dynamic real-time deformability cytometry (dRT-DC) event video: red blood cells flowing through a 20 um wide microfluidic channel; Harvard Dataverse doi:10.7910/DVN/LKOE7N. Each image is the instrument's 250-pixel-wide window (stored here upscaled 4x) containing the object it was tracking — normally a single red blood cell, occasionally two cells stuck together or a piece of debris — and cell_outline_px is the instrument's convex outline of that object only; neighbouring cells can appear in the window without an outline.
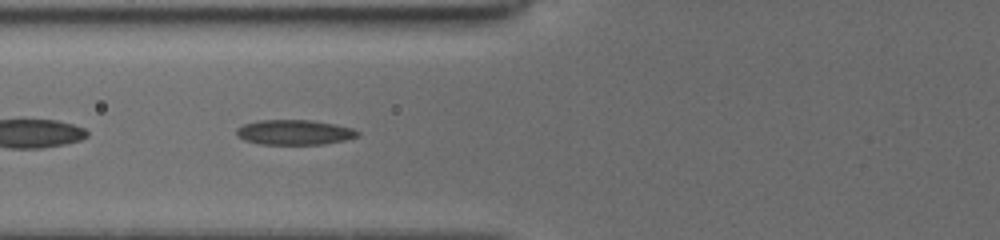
{"species": "common noctule bat (a hibernating species)", "species_latin": "Nyctalus noctula", "temperature_condition": "cold", "stored_images_in_passage": 15, "segment_of_instrument_passage": [2, 2], "camera_frame_rate_fps": 3000, "um_per_image_px": 0.085, "animal": {"sex": "female", "body_mass_g": 19.5, "forearm_length_mm": 54.1}, "frame": {"image": 1, "passage_image": 13, "time_ms": 7.667, "image_size_px": [1000, 240], "cell_outline_px": [[360, 136], [344, 140], [324, 144], [260, 144], [244, 140], [236, 136], [236, 128], [244, 124], [256, 120], [312, 120], [336, 124], [352, 128], [360, 132]], "centroid_in_image_um": [25.02, 11.24], "position_along_channel_um": 100.8, "area_um2": 17.8}}
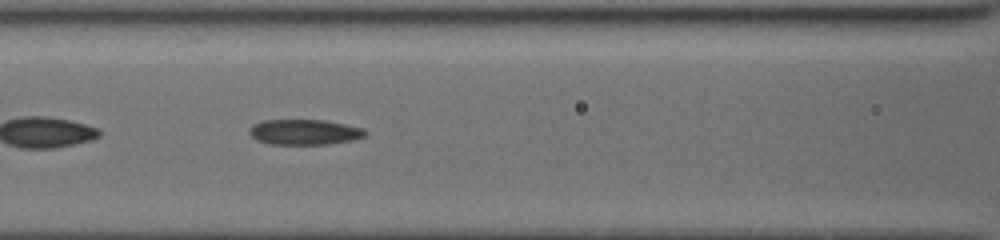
{"frame": {"image": 2, "passage_image": 15, "time_ms": 8.667, "image_size_px": [1000, 240], "cell_outline_px": [[368, 136], [352, 140], [328, 144], [268, 144], [256, 140], [248, 132], [248, 128], [252, 124], [264, 120], [324, 120], [364, 128], [368, 132]], "centroid_in_image_um": [25.88, 11.22], "position_along_channel_um": 140.7, "area_um2": 17.34}}